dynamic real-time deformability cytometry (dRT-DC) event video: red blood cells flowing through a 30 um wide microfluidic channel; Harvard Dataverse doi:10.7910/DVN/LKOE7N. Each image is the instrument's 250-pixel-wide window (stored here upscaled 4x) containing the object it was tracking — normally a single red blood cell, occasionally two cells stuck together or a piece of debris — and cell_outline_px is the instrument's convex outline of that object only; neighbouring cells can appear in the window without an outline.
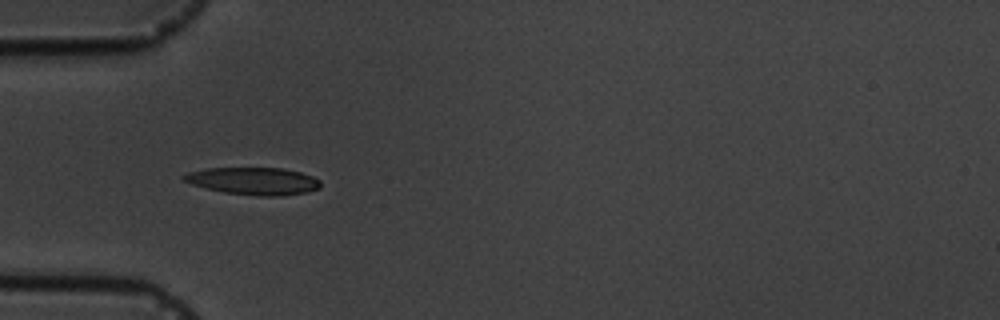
{"species": "common noctule bat (a hibernating species)", "species_latin": "Nyctalus noctula", "temperature_condition": "cold", "stored_images_in_passage": 7, "camera_frame_rate_fps": 3000, "um_per_image_px": 0.085, "animal": {"sex": "male", "body_mass_g": 19.5, "forearm_length_mm": 54.6}, "frame": {"image": 1, "passage_image": 1, "time_ms": 0.0, "image_size_px": [1000, 320], "cell_outline_px": [[320, 188], [308, 192], [280, 196], [260, 196], [224, 192], [192, 184], [184, 180], [180, 176], [188, 172], [208, 168], [284, 168], [300, 172], [312, 176], [320, 180]], "centroid_in_image_um": [21.58, 15.38], "position_along_channel_um": 63.4, "area_um2": 21.73}}
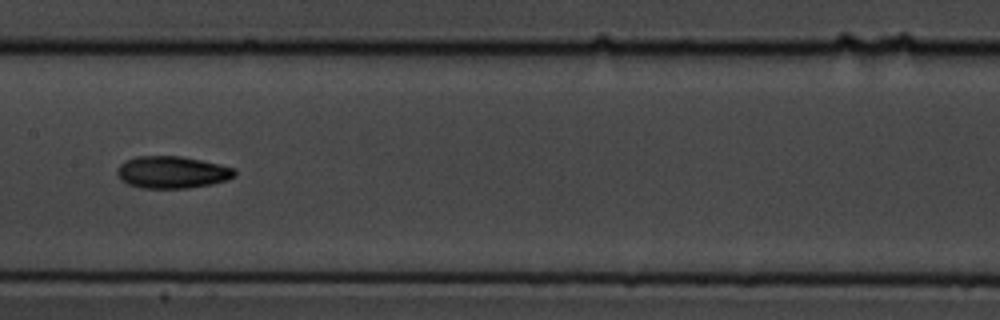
{"frame": {"image": 2, "passage_image": 4, "time_ms": 3.667, "image_size_px": [1000, 320], "cell_outline_px": [[236, 176], [228, 180], [212, 184], [188, 188], [140, 188], [128, 184], [120, 180], [116, 172], [116, 168], [120, 164], [136, 156], [180, 156], [220, 164], [236, 168]], "centroid_in_image_um": [14.64, 14.65], "position_along_channel_um": 192.8, "area_um2": 22.2}}
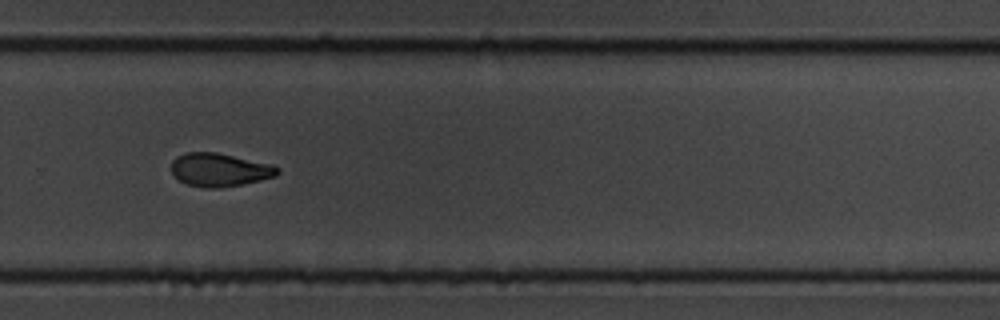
{"frame": {"image": 3, "passage_image": 7, "time_ms": 7.0, "image_size_px": [1000, 320], "cell_outline_px": [[280, 172], [276, 176], [260, 180], [220, 188], [204, 188], [188, 184], [180, 180], [172, 172], [172, 160], [176, 156], [184, 152], [216, 152], [272, 164], [280, 168]], "centroid_in_image_um": [18.68, 14.42], "position_along_channel_um": 311.1, "area_um2": 20.58}}